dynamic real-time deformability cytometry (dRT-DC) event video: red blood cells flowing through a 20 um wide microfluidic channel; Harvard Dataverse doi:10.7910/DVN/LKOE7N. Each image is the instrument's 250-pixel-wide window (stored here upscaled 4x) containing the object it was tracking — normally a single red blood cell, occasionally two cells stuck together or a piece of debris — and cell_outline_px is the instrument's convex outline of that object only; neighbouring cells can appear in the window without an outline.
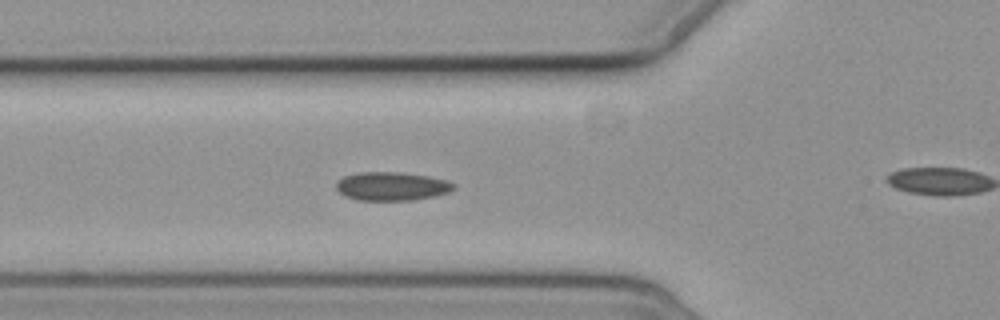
{"species": "common noctule bat (a hibernating species)", "species_latin": "Nyctalus noctula", "temperature_condition": "cold", "stored_images_in_passage": 7, "segment_of_instrument_passage": [1, 2], "camera_frame_rate_fps": 3000, "um_per_image_px": 0.085, "animal": {"sex": "female", "body_mass_g": 19.3, "forearm_length_mm": 54.1}, "frame": {"image": 1, "passage_image": 6, "time_ms": 6.667, "image_size_px": [1000, 320], "cell_outline_px": [[456, 188], [448, 192], [432, 196], [412, 200], [356, 200], [344, 196], [336, 188], [336, 180], [344, 176], [356, 172], [400, 172], [428, 176], [448, 180], [456, 184]], "centroid_in_image_um": [33.28, 15.82], "position_along_channel_um": 92.5, "area_um2": 19.71}}